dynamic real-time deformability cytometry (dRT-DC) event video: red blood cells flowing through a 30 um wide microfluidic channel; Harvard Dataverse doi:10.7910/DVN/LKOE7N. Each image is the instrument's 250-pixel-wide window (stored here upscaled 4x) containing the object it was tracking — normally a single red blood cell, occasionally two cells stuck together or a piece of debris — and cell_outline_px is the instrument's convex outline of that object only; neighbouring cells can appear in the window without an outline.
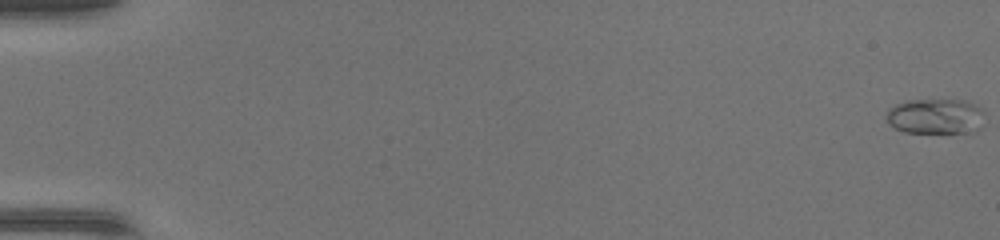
{"species": "common noctule bat (a hibernating species)", "species_latin": "Nyctalus noctula", "temperature_condition": "warm", "stored_images_in_passage": 48, "camera_frame_rate_fps": 3000, "um_per_image_px": 0.085, "animal": {"sex": "female", "body_mass_g": 17.0, "forearm_length_mm": 48.0}, "frame": {"image": 1, "passage_image": 1, "time_ms": 0.0, "image_size_px": [1000, 240], "cell_outline_px": [[984, 124], [976, 132], [904, 132], [888, 124], [888, 108], [896, 104], [908, 100], [964, 100], [976, 104], [984, 112]], "centroid_in_image_um": [79.58, 9.88], "position_along_channel_um": 5.4, "area_um2": 20.35}}
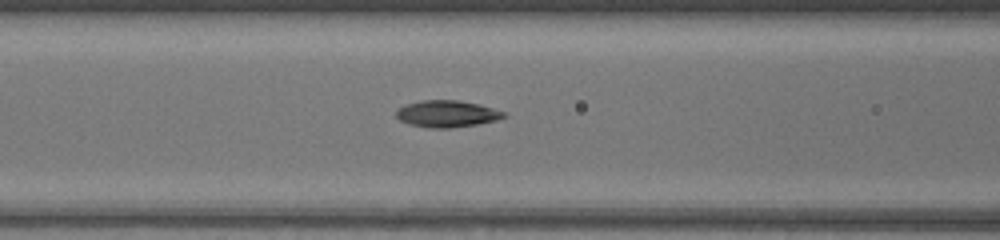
{"frame": {"image": 2, "passage_image": 22, "time_ms": 7.0, "image_size_px": [1000, 240], "cell_outline_px": [[508, 116], [496, 120], [476, 124], [452, 128], [428, 128], [408, 124], [400, 120], [396, 116], [396, 112], [404, 104], [420, 100], [460, 100], [480, 104], [508, 112]], "centroid_in_image_um": [38.02, 9.67], "position_along_channel_um": 128.6, "area_um2": 17.05}}
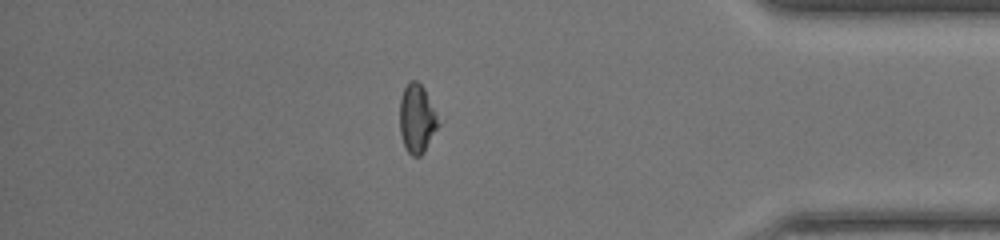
{"frame": {"image": 3, "passage_image": 42, "time_ms": 13.667, "image_size_px": [1000, 240], "cell_outline_px": [[444, 120], [424, 152], [420, 156], [412, 156], [408, 152], [404, 144], [400, 132], [400, 100], [404, 88], [412, 80], [416, 80], [424, 88]], "centroid_in_image_um": [35.53, 10.09], "position_along_channel_um": 399.7, "area_um2": 16.07}}